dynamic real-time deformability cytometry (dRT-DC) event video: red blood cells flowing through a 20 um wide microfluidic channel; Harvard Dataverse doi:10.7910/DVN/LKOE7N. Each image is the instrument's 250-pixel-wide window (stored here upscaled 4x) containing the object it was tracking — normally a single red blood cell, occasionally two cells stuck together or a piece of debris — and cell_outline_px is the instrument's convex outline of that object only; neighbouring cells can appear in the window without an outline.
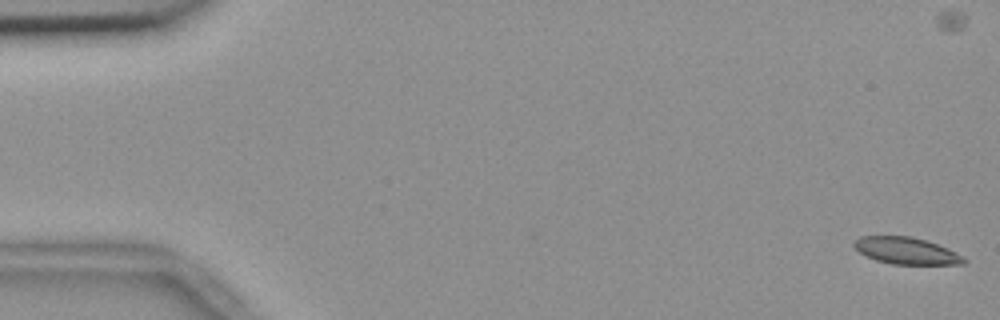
{"species": "common noctule bat (a hibernating species)", "species_latin": "Nyctalus noctula", "temperature_condition": "room temperature", "stored_images_in_passage": 57, "camera_frame_rate_fps": 3000, "um_per_image_px": 0.085, "animal": {"sex": "female", "body_mass_g": 18.4}, "frame": {"image": 1, "passage_image": 1, "time_ms": 0.0, "image_size_px": [1000, 320], "cell_outline_px": [[968, 260], [964, 264], [892, 264], [876, 260], [860, 252], [852, 244], [860, 236], [912, 236], [928, 240], [948, 248], [964, 256]], "centroid_in_image_um": [77.09, 21.31], "position_along_channel_um": 7.9, "area_um2": 17.22}}
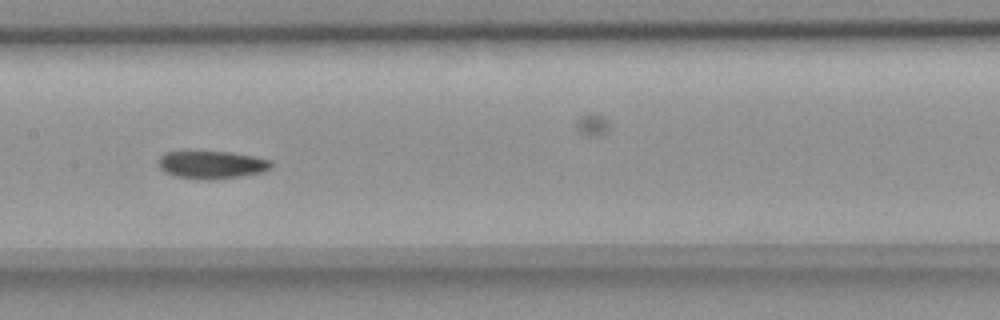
{"frame": {"image": 2, "passage_image": 28, "time_ms": 9.0, "image_size_px": [1000, 320], "cell_outline_px": [[272, 168], [264, 172], [240, 176], [212, 180], [196, 180], [176, 176], [164, 172], [160, 168], [160, 156], [168, 152], [232, 152], [272, 160]], "centroid_in_image_um": [18.04, 14.02], "position_along_channel_um": 189.4, "area_um2": 18.26}}
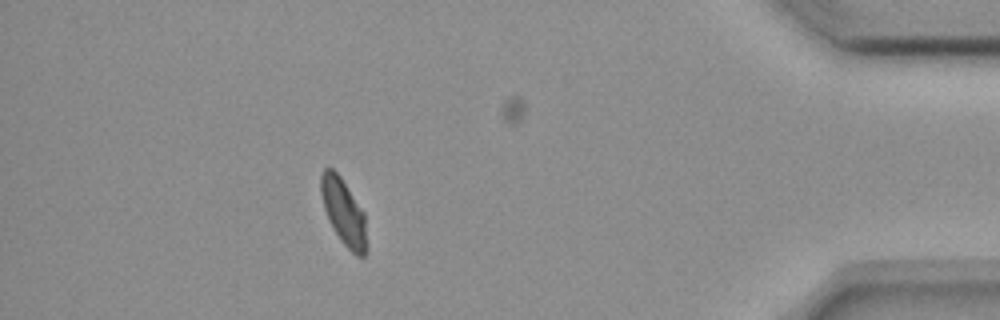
{"frame": {"image": 3, "passage_image": 50, "time_ms": 16.333, "image_size_px": [1000, 320], "cell_outline_px": [[364, 256], [356, 256], [340, 240], [328, 220], [324, 208], [320, 192], [320, 176], [324, 168], [332, 168], [340, 176], [364, 212]], "centroid_in_image_um": [29.14, 17.96], "position_along_channel_um": 406.1, "area_um2": 17.11}, "authors_computed_cell_mechanics": {"area_um2": 18.3804, "velocity_mm_per_s": 3.6366, "shape_relaxation_time_tau1_ms": 10.5391, "shape_relaxation_time_tau2_ms": 3.8538, "deformation_change_tau1": 0.1557, "deformation_change_tau2": 0.0657}}